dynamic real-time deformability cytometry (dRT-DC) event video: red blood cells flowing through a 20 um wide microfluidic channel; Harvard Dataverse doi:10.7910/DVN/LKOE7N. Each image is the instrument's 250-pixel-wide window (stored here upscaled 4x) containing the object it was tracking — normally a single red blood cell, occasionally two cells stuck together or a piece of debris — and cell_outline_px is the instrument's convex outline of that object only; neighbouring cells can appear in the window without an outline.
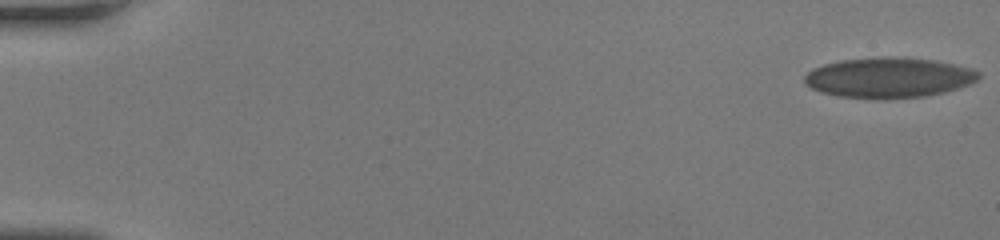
{"species": "human", "species_latin": "Homo sapiens", "temperature_condition": "room temperature", "stored_images_in_passage": 59, "camera_frame_rate_fps": 3000, "um_per_image_px": 0.085, "donor": {"sex": "female"}, "frame": {"image": 1, "passage_image": 1, "time_ms": 0.0, "image_size_px": [1000, 240], "cell_outline_px": [[980, 76], [976, 80], [968, 84], [944, 92], [924, 96], [884, 100], [836, 96], [820, 92], [804, 84], [804, 76], [812, 68], [824, 64], [840, 60], [880, 56], [908, 56], [936, 60], [972, 68], [980, 72]], "centroid_in_image_um": [75.52, 6.59], "position_along_channel_um": 9.5, "area_um2": 41.62}}
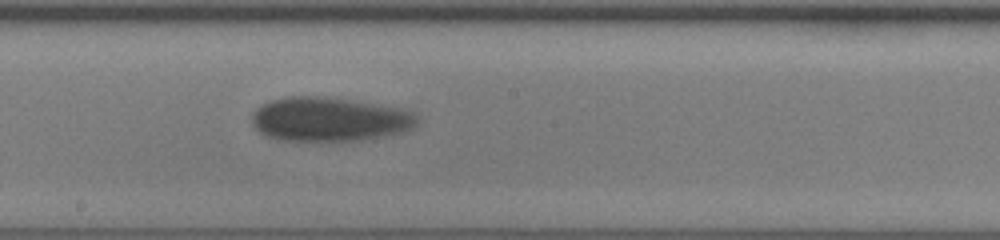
{"frame": {"image": 2, "passage_image": 36, "time_ms": 11.667, "image_size_px": [1000, 240], "cell_outline_px": [[420, 120], [416, 128], [384, 136], [360, 140], [280, 140], [264, 136], [252, 124], [252, 112], [260, 104], [268, 100], [288, 96], [320, 96], [348, 100], [400, 108], [412, 112]], "centroid_in_image_um": [27.96, 10.13], "position_along_channel_um": 220.2, "area_um2": 42.54}}
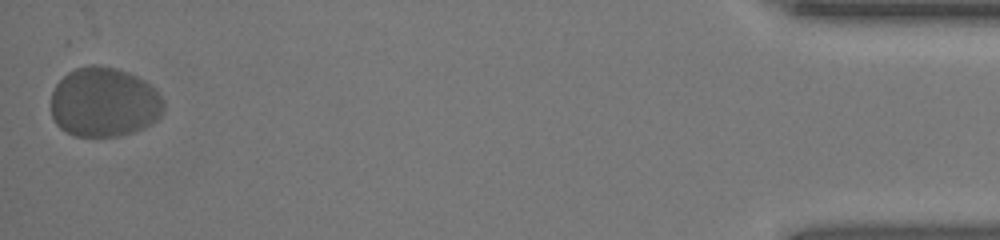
{"frame": {"image": 3, "passage_image": 59, "time_ms": 19.333, "image_size_px": [1000, 240], "cell_outline_px": [[164, 112], [152, 124], [132, 132], [120, 136], [72, 136], [60, 128], [56, 124], [52, 116], [52, 92], [56, 84], [68, 72], [76, 68], [88, 64], [96, 64], [116, 68], [128, 72], [144, 80], [156, 88], [164, 100]], "centroid_in_image_um": [8.87, 8.68], "position_along_channel_um": 426.3, "area_um2": 46.18}, "authors_computed_cell_mechanics": {"area_um2": 41.905, "velocity_mm_per_s": 3.7861, "shape_relaxation_time_tau1_ms": 2.4105, "shape_relaxation_time_tau2_ms": 1.2075, "deformation_change_tau1": 0.0481, "deformation_change_tau2": 0.038}}